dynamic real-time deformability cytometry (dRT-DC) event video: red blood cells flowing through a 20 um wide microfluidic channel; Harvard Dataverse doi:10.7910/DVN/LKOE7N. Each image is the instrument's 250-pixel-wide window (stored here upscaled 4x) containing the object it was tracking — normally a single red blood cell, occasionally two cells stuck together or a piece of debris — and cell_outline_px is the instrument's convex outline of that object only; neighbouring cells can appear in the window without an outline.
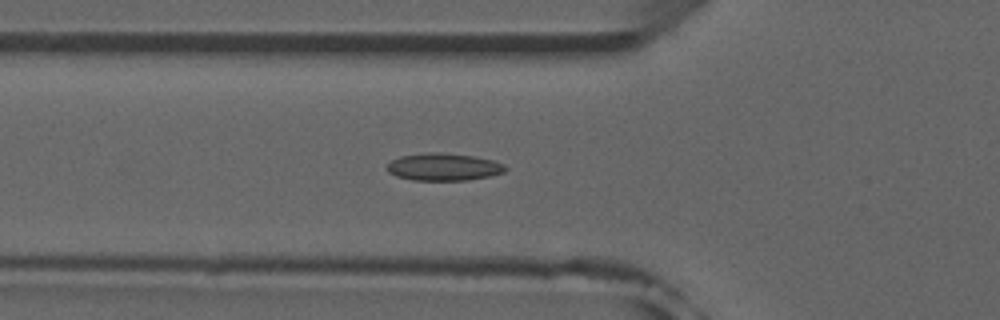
{"species": "common noctule bat (a hibernating species)", "species_latin": "Nyctalus noctula", "temperature_condition": "room temperature", "stored_images_in_passage": 39, "camera_frame_rate_fps": 3000, "um_per_image_px": 0.085, "animal": {"sex": "male", "forearm_length_mm": 52.5}, "frame": {"image": 1, "passage_image": 10, "time_ms": 3.0, "image_size_px": [1000, 320], "cell_outline_px": [[508, 168], [504, 172], [488, 176], [468, 180], [412, 180], [396, 176], [388, 172], [388, 164], [392, 160], [400, 156], [428, 152], [440, 152], [472, 156], [492, 160], [504, 164]], "centroid_in_image_um": [37.7, 14.19], "position_along_channel_um": 88.1, "area_um2": 18.79}}
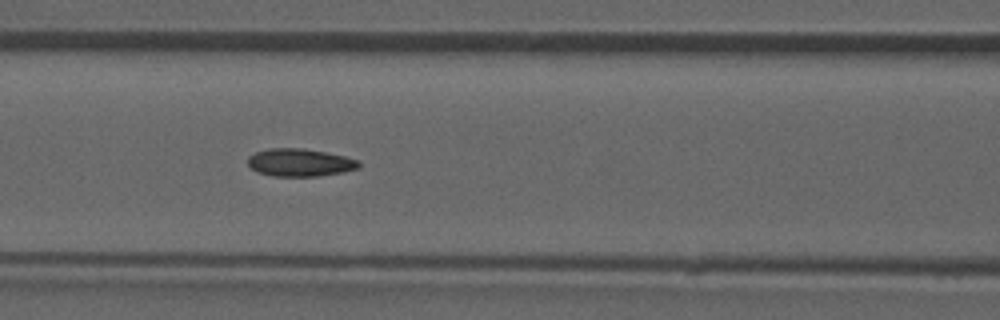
{"frame": {"image": 2, "passage_image": 14, "time_ms": 4.333, "image_size_px": [1000, 320], "cell_outline_px": [[360, 168], [344, 172], [316, 176], [272, 176], [256, 172], [248, 164], [248, 156], [256, 152], [268, 148], [300, 148], [324, 152], [344, 156], [360, 160]], "centroid_in_image_um": [25.49, 13.82], "position_along_channel_um": 141.1, "area_um2": 17.98}, "authors_computed_cell_mechanics": {"area_um2": 17.5712, "velocity_mm_per_s": 3.9279, "shape_relaxation_time_tau1_ms": null, "shape_relaxation_time_tau2_ms": 2.5326, "deformation_change_tau1": null, "deformation_change_tau2": 0.0752}}